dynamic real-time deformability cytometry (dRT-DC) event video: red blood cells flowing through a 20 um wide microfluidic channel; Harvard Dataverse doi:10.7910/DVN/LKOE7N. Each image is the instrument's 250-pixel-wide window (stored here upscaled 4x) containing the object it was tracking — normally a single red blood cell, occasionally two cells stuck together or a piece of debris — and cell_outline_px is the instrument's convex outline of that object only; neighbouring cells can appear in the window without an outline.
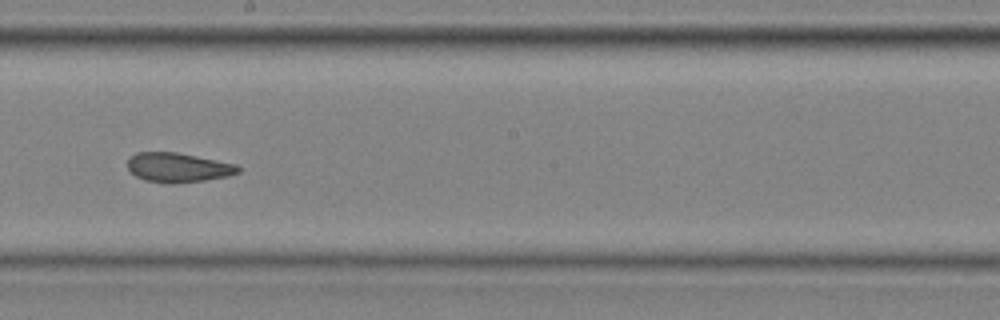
{"species": "common noctule bat (a hibernating species)", "species_latin": "Nyctalus noctula", "temperature_condition": "cold", "stored_images_in_passage": 35, "camera_frame_rate_fps": 3000, "um_per_image_px": 0.085, "animal": {"sex": "male", "body_mass_g": 20.4}, "frame": {"image": 1, "passage_image": 16, "time_ms": 5.0, "image_size_px": [1000, 320], "cell_outline_px": [[244, 168], [240, 172], [228, 176], [204, 180], [172, 184], [168, 184], [144, 180], [136, 176], [128, 168], [128, 160], [136, 152], [176, 152], [236, 164]], "centroid_in_image_um": [15.17, 14.24], "position_along_channel_um": 233.0, "area_um2": 19.02}}
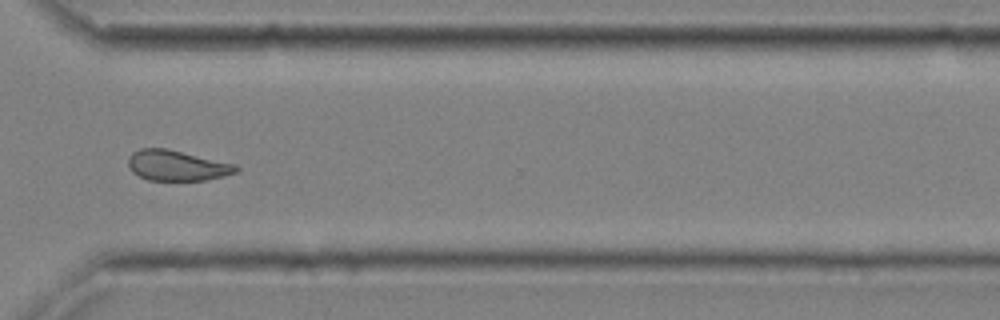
{"frame": {"image": 2, "passage_image": 25, "time_ms": 8.0, "image_size_px": [1000, 320], "cell_outline_px": [[240, 168], [236, 172], [224, 176], [208, 180], [148, 180], [132, 172], [128, 164], [128, 156], [132, 152], [140, 148], [168, 148], [236, 164]], "centroid_in_image_um": [15.04, 14.06], "position_along_channel_um": 355.6, "area_um2": 19.31}, "authors_computed_cell_mechanics": {"area_um2": 19.1318, "velocity_mm_per_s": 4.0581, "shape_relaxation_time_tau1_ms": null, "shape_relaxation_time_tau2_ms": 1.2333, "deformation_change_tau1": null, "deformation_change_tau2": 0.0669}}